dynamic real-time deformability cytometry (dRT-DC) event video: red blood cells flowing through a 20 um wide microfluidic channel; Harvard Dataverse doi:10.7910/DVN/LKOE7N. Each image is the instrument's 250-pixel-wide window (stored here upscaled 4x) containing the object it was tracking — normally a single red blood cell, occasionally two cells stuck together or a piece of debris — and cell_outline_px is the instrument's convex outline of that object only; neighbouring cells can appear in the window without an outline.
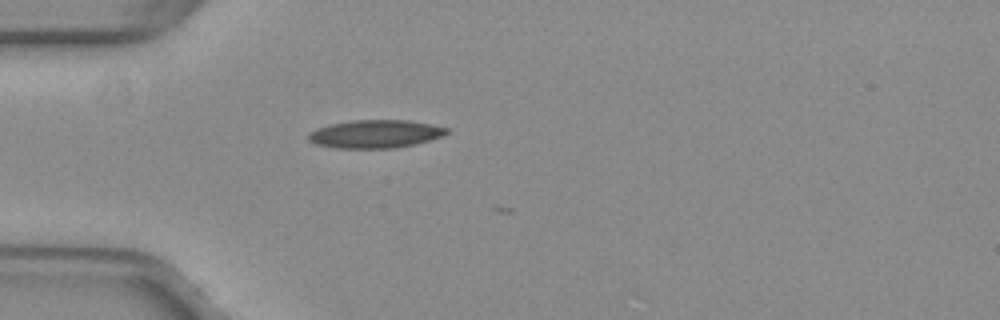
{"species": "common noctule bat (a hibernating species)", "species_latin": "Nyctalus noctula", "temperature_condition": "warm", "stored_images_in_passage": 3, "camera_frame_rate_fps": 3000, "um_per_image_px": 0.085, "animal": {"sex": "female", "body_mass_g": 29.2, "forearm_length_mm": 56.3}, "frame": {"image": 1, "passage_image": 2, "time_ms": 0.333, "image_size_px": [1000, 320], "cell_outline_px": [[448, 132], [444, 136], [416, 144], [396, 148], [336, 148], [316, 144], [308, 140], [308, 132], [316, 128], [328, 124], [352, 120], [408, 120], [448, 128]], "centroid_in_image_um": [31.87, 11.39], "position_along_channel_um": 53.1, "area_um2": 22.77}}